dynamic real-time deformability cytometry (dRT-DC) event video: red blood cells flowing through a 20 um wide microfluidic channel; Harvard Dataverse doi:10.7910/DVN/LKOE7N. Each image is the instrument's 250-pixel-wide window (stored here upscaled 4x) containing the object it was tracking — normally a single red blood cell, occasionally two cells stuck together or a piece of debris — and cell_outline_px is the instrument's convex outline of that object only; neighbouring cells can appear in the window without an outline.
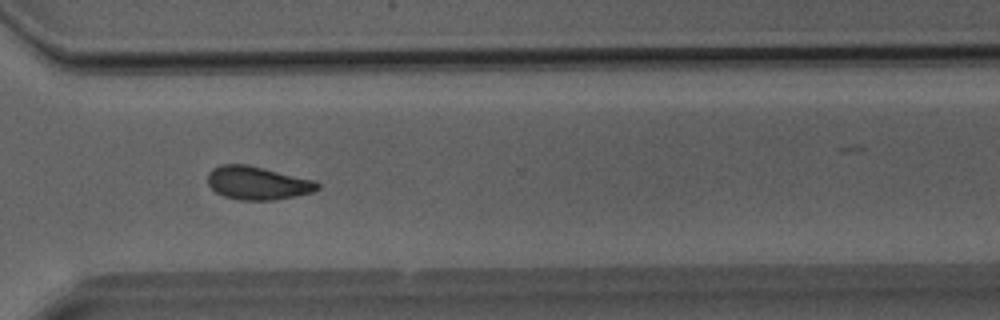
{"species": "Egyptian fruit bat (a non-hibernating species)", "species_latin": "Rousettus aegyptiacus", "temperature_condition": "room temperature", "stored_images_in_passage": 33, "camera_frame_rate_fps": 3000, "um_per_image_px": 0.085, "animal": {"sex": "male"}, "frame": {"image": 1, "passage_image": 23, "time_ms": 7.333, "image_size_px": [1000, 320], "cell_outline_px": [[320, 188], [312, 192], [296, 196], [272, 200], [240, 200], [224, 196], [216, 192], [208, 184], [208, 172], [212, 168], [220, 164], [248, 164], [316, 180], [320, 184]], "centroid_in_image_um": [21.9, 15.54], "position_along_channel_um": 348.7, "area_um2": 21.5}}
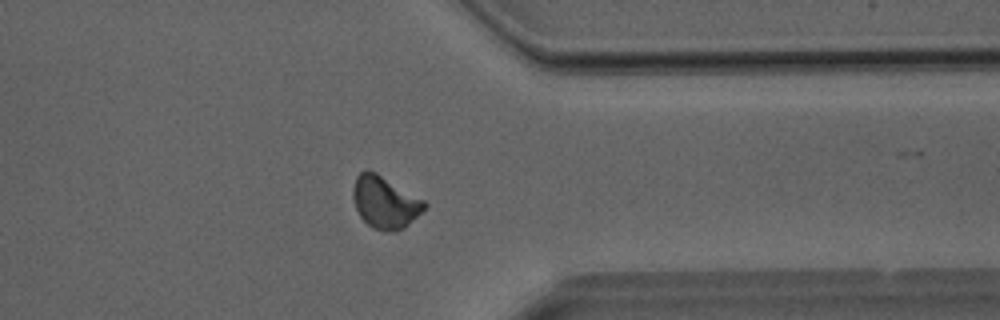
{"frame": {"image": 2, "passage_image": 25, "time_ms": 8.0, "image_size_px": [1000, 320], "cell_outline_px": [[428, 204], [404, 228], [396, 232], [392, 232], [372, 228], [360, 216], [356, 208], [352, 196], [352, 188], [356, 176], [360, 172], [368, 168], [376, 172], [424, 200]], "centroid_in_image_um": [32.69, 17.17], "position_along_channel_um": 378.7, "area_um2": 21.62}}
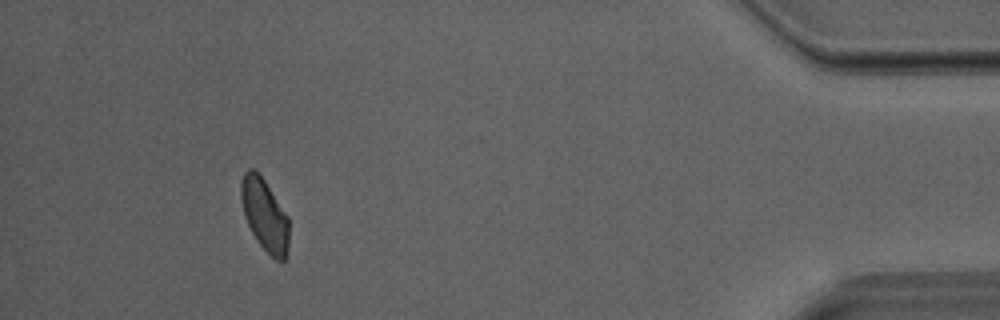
{"frame": {"image": 3, "passage_image": 30, "time_ms": 9.667, "image_size_px": [1000, 320], "cell_outline_px": [[288, 248], [284, 260], [276, 260], [256, 240], [244, 216], [240, 196], [240, 184], [244, 172], [248, 168], [252, 168], [264, 180], [288, 216]], "centroid_in_image_um": [22.47, 18.25], "position_along_channel_um": 412.7, "area_um2": 19.88}}